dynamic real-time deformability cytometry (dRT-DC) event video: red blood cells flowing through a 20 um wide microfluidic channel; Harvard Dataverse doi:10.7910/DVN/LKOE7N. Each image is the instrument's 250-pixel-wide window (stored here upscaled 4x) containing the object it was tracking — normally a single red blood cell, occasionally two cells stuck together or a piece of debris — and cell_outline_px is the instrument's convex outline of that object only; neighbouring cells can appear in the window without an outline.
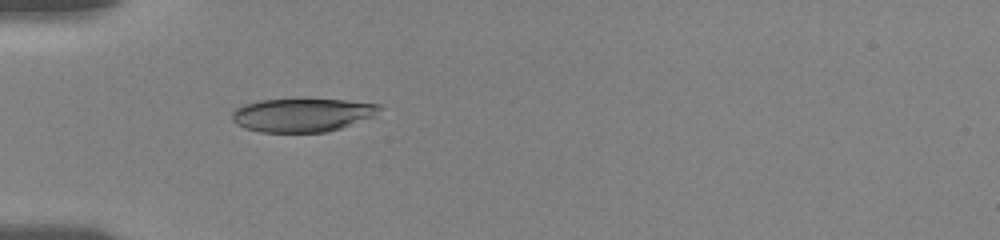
{"species": "human", "species_latin": "Homo sapiens", "temperature_condition": "room temperature", "stored_images_in_passage": 5, "camera_frame_rate_fps": 3000, "um_per_image_px": 0.085, "donor": {"sex": "female"}, "frame": {"image": 1, "passage_image": 1, "time_ms": 0.0, "image_size_px": [1000, 240], "cell_outline_px": [[384, 108], [372, 116], [340, 128], [328, 132], [260, 132], [244, 128], [236, 124], [232, 120], [232, 112], [236, 108], [260, 100], [344, 100], [380, 104]], "centroid_in_image_um": [25.69, 9.78], "position_along_channel_um": 59.3, "area_um2": 28.38}}
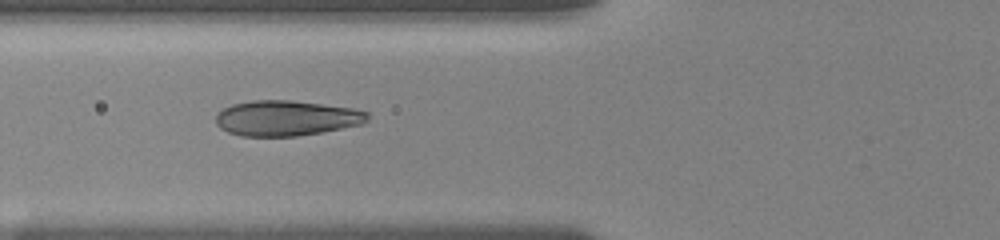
{"frame": {"image": 2, "passage_image": 4, "time_ms": 1.333, "image_size_px": [1000, 240], "cell_outline_px": [[368, 120], [364, 124], [320, 132], [296, 136], [240, 136], [228, 132], [220, 128], [216, 124], [216, 116], [224, 108], [232, 104], [252, 100], [288, 100], [352, 108], [368, 112]], "centroid_in_image_um": [24.33, 10.04], "position_along_channel_um": 101.5, "area_um2": 31.1}}